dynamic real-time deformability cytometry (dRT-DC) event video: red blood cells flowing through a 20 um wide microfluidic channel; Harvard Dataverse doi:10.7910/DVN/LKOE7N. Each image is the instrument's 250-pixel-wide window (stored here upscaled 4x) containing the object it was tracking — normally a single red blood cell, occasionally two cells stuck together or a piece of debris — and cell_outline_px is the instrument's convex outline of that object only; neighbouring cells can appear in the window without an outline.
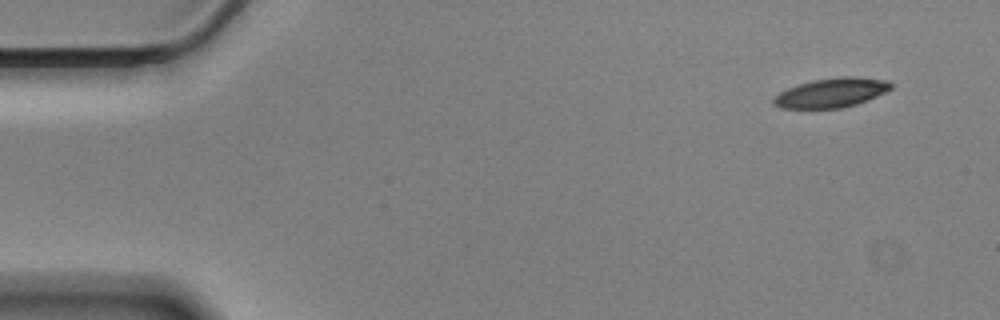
{"species": "Egyptian fruit bat (a non-hibernating species)", "species_latin": "Rousettus aegyptiacus", "temperature_condition": "cold", "stored_images_in_passage": 55, "camera_frame_rate_fps": 3000, "um_per_image_px": 0.085, "animal": {"sex": "male"}, "frame": {"image": 1, "passage_image": 1, "time_ms": 0.0, "image_size_px": [1000, 320], "cell_outline_px": [[892, 88], [868, 100], [856, 104], [840, 108], [780, 108], [772, 104], [772, 100], [780, 92], [788, 88], [812, 80], [840, 76], [856, 76], [888, 80], [892, 84]], "centroid_in_image_um": [70.68, 7.87], "position_along_channel_um": 14.3, "area_um2": 20.06}}
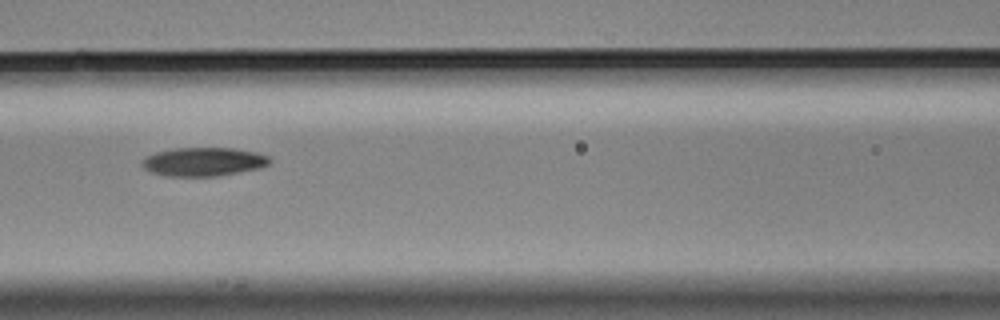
{"frame": {"image": 2, "passage_image": 22, "time_ms": 7.0, "image_size_px": [1000, 320], "cell_outline_px": [[272, 164], [260, 168], [216, 176], [164, 176], [152, 172], [144, 168], [140, 164], [140, 160], [144, 156], [156, 152], [176, 148], [232, 148], [256, 152], [268, 156], [272, 160]], "centroid_in_image_um": [17.28, 13.75], "position_along_channel_um": 149.3, "area_um2": 21.5}}
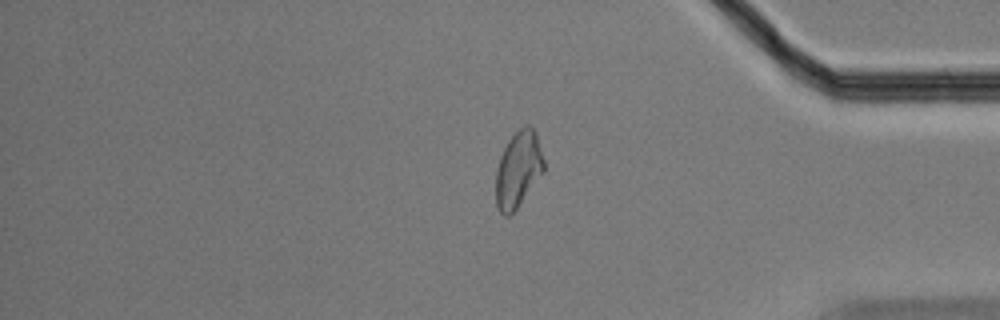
{"frame": {"image": 3, "passage_image": 45, "time_ms": 14.667, "image_size_px": [1000, 320], "cell_outline_px": [[544, 172], [516, 208], [508, 216], [504, 216], [496, 208], [496, 168], [500, 156], [508, 140], [524, 124], [528, 124], [536, 132], [544, 160]], "centroid_in_image_um": [44.04, 14.38], "position_along_channel_um": 391.2, "area_um2": 21.27}, "authors_computed_cell_mechanics": {"area_um2": 21.386, "velocity_mm_per_s": 3.452, "shape_relaxation_time_tau1_ms": 9.7473, "shape_relaxation_time_tau2_ms": 6.5522, "deformation_change_tau1": 0.1987, "deformation_change_tau2": 0.1261}}